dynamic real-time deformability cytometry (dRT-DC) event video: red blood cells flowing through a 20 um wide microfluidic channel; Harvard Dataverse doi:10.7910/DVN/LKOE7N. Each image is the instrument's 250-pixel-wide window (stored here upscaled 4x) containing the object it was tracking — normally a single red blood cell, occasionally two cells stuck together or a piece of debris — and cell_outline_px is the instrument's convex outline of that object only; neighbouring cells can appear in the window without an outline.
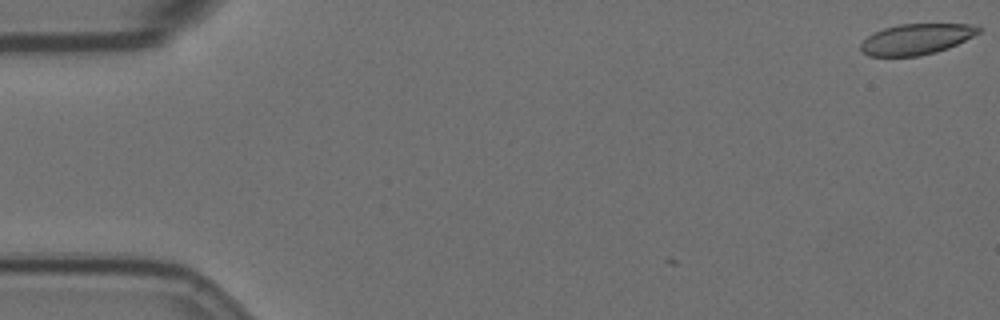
{"species": "Egyptian fruit bat (a non-hibernating species)", "species_latin": "Rousettus aegyptiacus", "temperature_condition": "room temperature", "stored_images_in_passage": 6, "camera_frame_rate_fps": 3000, "um_per_image_px": 0.085, "animal": {"sex": "female"}, "frame": {"image": 1, "passage_image": 1, "time_ms": 0.0, "image_size_px": [1000, 320], "cell_outline_px": [[980, 32], [948, 48], [936, 52], [920, 56], [868, 56], [860, 48], [860, 44], [872, 32], [884, 28], [900, 24], [972, 24], [980, 28]], "centroid_in_image_um": [77.86, 3.33], "position_along_channel_um": 7.1, "area_um2": 20.98}}